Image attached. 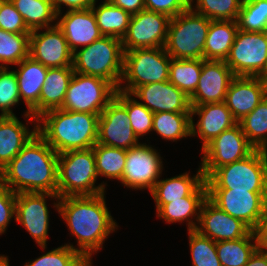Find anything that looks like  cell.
<instances>
[{
    "instance_id": "obj_1",
    "label": "cell",
    "mask_w": 267,
    "mask_h": 266,
    "mask_svg": "<svg viewBox=\"0 0 267 266\" xmlns=\"http://www.w3.org/2000/svg\"><path fill=\"white\" fill-rule=\"evenodd\" d=\"M105 192L96 195L67 196L53 207L69 227L78 243L77 251L92 264V254L102 249L110 233L118 229L106 206ZM95 252V253H94Z\"/></svg>"
},
{
    "instance_id": "obj_2",
    "label": "cell",
    "mask_w": 267,
    "mask_h": 266,
    "mask_svg": "<svg viewBox=\"0 0 267 266\" xmlns=\"http://www.w3.org/2000/svg\"><path fill=\"white\" fill-rule=\"evenodd\" d=\"M0 177L14 193L58 194V153L36 133Z\"/></svg>"
},
{
    "instance_id": "obj_3",
    "label": "cell",
    "mask_w": 267,
    "mask_h": 266,
    "mask_svg": "<svg viewBox=\"0 0 267 266\" xmlns=\"http://www.w3.org/2000/svg\"><path fill=\"white\" fill-rule=\"evenodd\" d=\"M100 114L52 109L37 118V133L58 153L92 148Z\"/></svg>"
},
{
    "instance_id": "obj_4",
    "label": "cell",
    "mask_w": 267,
    "mask_h": 266,
    "mask_svg": "<svg viewBox=\"0 0 267 266\" xmlns=\"http://www.w3.org/2000/svg\"><path fill=\"white\" fill-rule=\"evenodd\" d=\"M124 49L121 39L102 36L86 47L73 52L74 72L97 76L118 89L123 73Z\"/></svg>"
},
{
    "instance_id": "obj_5",
    "label": "cell",
    "mask_w": 267,
    "mask_h": 266,
    "mask_svg": "<svg viewBox=\"0 0 267 266\" xmlns=\"http://www.w3.org/2000/svg\"><path fill=\"white\" fill-rule=\"evenodd\" d=\"M98 178L93 147L86 150H70L58 154V196L96 195L106 192Z\"/></svg>"
},
{
    "instance_id": "obj_6",
    "label": "cell",
    "mask_w": 267,
    "mask_h": 266,
    "mask_svg": "<svg viewBox=\"0 0 267 266\" xmlns=\"http://www.w3.org/2000/svg\"><path fill=\"white\" fill-rule=\"evenodd\" d=\"M205 182L207 189L267 192V151L255 149L244 159L215 169Z\"/></svg>"
},
{
    "instance_id": "obj_7",
    "label": "cell",
    "mask_w": 267,
    "mask_h": 266,
    "mask_svg": "<svg viewBox=\"0 0 267 266\" xmlns=\"http://www.w3.org/2000/svg\"><path fill=\"white\" fill-rule=\"evenodd\" d=\"M211 20L190 7L170 18L164 49L174 59H204Z\"/></svg>"
},
{
    "instance_id": "obj_8",
    "label": "cell",
    "mask_w": 267,
    "mask_h": 266,
    "mask_svg": "<svg viewBox=\"0 0 267 266\" xmlns=\"http://www.w3.org/2000/svg\"><path fill=\"white\" fill-rule=\"evenodd\" d=\"M171 57L164 47L124 51L123 73L117 90L131 94L137 87L169 80ZM126 85L122 86V83Z\"/></svg>"
},
{
    "instance_id": "obj_9",
    "label": "cell",
    "mask_w": 267,
    "mask_h": 266,
    "mask_svg": "<svg viewBox=\"0 0 267 266\" xmlns=\"http://www.w3.org/2000/svg\"><path fill=\"white\" fill-rule=\"evenodd\" d=\"M116 90L103 78L74 72L61 109L100 114L114 98Z\"/></svg>"
},
{
    "instance_id": "obj_10",
    "label": "cell",
    "mask_w": 267,
    "mask_h": 266,
    "mask_svg": "<svg viewBox=\"0 0 267 266\" xmlns=\"http://www.w3.org/2000/svg\"><path fill=\"white\" fill-rule=\"evenodd\" d=\"M225 63L235 76L267 75V31L246 32L239 29Z\"/></svg>"
},
{
    "instance_id": "obj_11",
    "label": "cell",
    "mask_w": 267,
    "mask_h": 266,
    "mask_svg": "<svg viewBox=\"0 0 267 266\" xmlns=\"http://www.w3.org/2000/svg\"><path fill=\"white\" fill-rule=\"evenodd\" d=\"M207 197L230 216L256 231L267 208V192L207 189Z\"/></svg>"
},
{
    "instance_id": "obj_12",
    "label": "cell",
    "mask_w": 267,
    "mask_h": 266,
    "mask_svg": "<svg viewBox=\"0 0 267 266\" xmlns=\"http://www.w3.org/2000/svg\"><path fill=\"white\" fill-rule=\"evenodd\" d=\"M254 150L239 123L224 130L202 149L200 167L204 177L207 178L219 167L244 159Z\"/></svg>"
},
{
    "instance_id": "obj_13",
    "label": "cell",
    "mask_w": 267,
    "mask_h": 266,
    "mask_svg": "<svg viewBox=\"0 0 267 266\" xmlns=\"http://www.w3.org/2000/svg\"><path fill=\"white\" fill-rule=\"evenodd\" d=\"M157 152L146 143L129 148L120 182L125 187L137 190L148 188L150 192L162 175L163 161Z\"/></svg>"
},
{
    "instance_id": "obj_14",
    "label": "cell",
    "mask_w": 267,
    "mask_h": 266,
    "mask_svg": "<svg viewBox=\"0 0 267 266\" xmlns=\"http://www.w3.org/2000/svg\"><path fill=\"white\" fill-rule=\"evenodd\" d=\"M169 21L167 15L146 9L133 14L121 39L124 51L164 47Z\"/></svg>"
},
{
    "instance_id": "obj_15",
    "label": "cell",
    "mask_w": 267,
    "mask_h": 266,
    "mask_svg": "<svg viewBox=\"0 0 267 266\" xmlns=\"http://www.w3.org/2000/svg\"><path fill=\"white\" fill-rule=\"evenodd\" d=\"M60 199L58 194L24 192L16 195L15 221L20 223L44 250L47 248L49 211L47 198Z\"/></svg>"
},
{
    "instance_id": "obj_16",
    "label": "cell",
    "mask_w": 267,
    "mask_h": 266,
    "mask_svg": "<svg viewBox=\"0 0 267 266\" xmlns=\"http://www.w3.org/2000/svg\"><path fill=\"white\" fill-rule=\"evenodd\" d=\"M129 121L127 109L114 97L99 115L97 143L124 150L139 145Z\"/></svg>"
},
{
    "instance_id": "obj_17",
    "label": "cell",
    "mask_w": 267,
    "mask_h": 266,
    "mask_svg": "<svg viewBox=\"0 0 267 266\" xmlns=\"http://www.w3.org/2000/svg\"><path fill=\"white\" fill-rule=\"evenodd\" d=\"M33 30L29 36V56L47 68L72 67L73 53L57 25Z\"/></svg>"
},
{
    "instance_id": "obj_18",
    "label": "cell",
    "mask_w": 267,
    "mask_h": 266,
    "mask_svg": "<svg viewBox=\"0 0 267 266\" xmlns=\"http://www.w3.org/2000/svg\"><path fill=\"white\" fill-rule=\"evenodd\" d=\"M196 231L215 242L237 240L245 237L251 229L216 206L208 197L204 200Z\"/></svg>"
},
{
    "instance_id": "obj_19",
    "label": "cell",
    "mask_w": 267,
    "mask_h": 266,
    "mask_svg": "<svg viewBox=\"0 0 267 266\" xmlns=\"http://www.w3.org/2000/svg\"><path fill=\"white\" fill-rule=\"evenodd\" d=\"M235 77L225 60H204L191 106L225 102L228 87Z\"/></svg>"
},
{
    "instance_id": "obj_20",
    "label": "cell",
    "mask_w": 267,
    "mask_h": 266,
    "mask_svg": "<svg viewBox=\"0 0 267 266\" xmlns=\"http://www.w3.org/2000/svg\"><path fill=\"white\" fill-rule=\"evenodd\" d=\"M131 95L143 101L140 103L153 113H191L190 97L169 80L139 86Z\"/></svg>"
},
{
    "instance_id": "obj_21",
    "label": "cell",
    "mask_w": 267,
    "mask_h": 266,
    "mask_svg": "<svg viewBox=\"0 0 267 266\" xmlns=\"http://www.w3.org/2000/svg\"><path fill=\"white\" fill-rule=\"evenodd\" d=\"M266 97L263 77L235 76L226 93L225 103L239 122Z\"/></svg>"
},
{
    "instance_id": "obj_22",
    "label": "cell",
    "mask_w": 267,
    "mask_h": 266,
    "mask_svg": "<svg viewBox=\"0 0 267 266\" xmlns=\"http://www.w3.org/2000/svg\"><path fill=\"white\" fill-rule=\"evenodd\" d=\"M61 15L62 13L57 14L56 25L64 34L72 53L79 47H86L103 36L91 8L68 10L63 16Z\"/></svg>"
},
{
    "instance_id": "obj_23",
    "label": "cell",
    "mask_w": 267,
    "mask_h": 266,
    "mask_svg": "<svg viewBox=\"0 0 267 266\" xmlns=\"http://www.w3.org/2000/svg\"><path fill=\"white\" fill-rule=\"evenodd\" d=\"M191 107V137L199 136L203 142L202 149L224 130L230 129L238 123L225 102ZM194 115L199 116L196 124L193 120Z\"/></svg>"
},
{
    "instance_id": "obj_24",
    "label": "cell",
    "mask_w": 267,
    "mask_h": 266,
    "mask_svg": "<svg viewBox=\"0 0 267 266\" xmlns=\"http://www.w3.org/2000/svg\"><path fill=\"white\" fill-rule=\"evenodd\" d=\"M16 66L17 84L19 87L20 100L27 106L24 116L27 122L37 123L39 117L40 92L45 83L48 68L30 56L23 59Z\"/></svg>"
},
{
    "instance_id": "obj_25",
    "label": "cell",
    "mask_w": 267,
    "mask_h": 266,
    "mask_svg": "<svg viewBox=\"0 0 267 266\" xmlns=\"http://www.w3.org/2000/svg\"><path fill=\"white\" fill-rule=\"evenodd\" d=\"M32 131L15 116H0V172L37 133V123Z\"/></svg>"
},
{
    "instance_id": "obj_26",
    "label": "cell",
    "mask_w": 267,
    "mask_h": 266,
    "mask_svg": "<svg viewBox=\"0 0 267 266\" xmlns=\"http://www.w3.org/2000/svg\"><path fill=\"white\" fill-rule=\"evenodd\" d=\"M193 175L189 173L179 174L175 177L159 179L150 191L156 205V212L164 205L183 197L191 195L204 181L205 177L202 168Z\"/></svg>"
},
{
    "instance_id": "obj_27",
    "label": "cell",
    "mask_w": 267,
    "mask_h": 266,
    "mask_svg": "<svg viewBox=\"0 0 267 266\" xmlns=\"http://www.w3.org/2000/svg\"><path fill=\"white\" fill-rule=\"evenodd\" d=\"M206 198L207 185L204 181L191 195L183 197L182 200L164 204L157 211V217L164 219L166 223L186 221V223L188 222V231L195 230L199 221L201 206ZM193 217L195 220H192Z\"/></svg>"
},
{
    "instance_id": "obj_28",
    "label": "cell",
    "mask_w": 267,
    "mask_h": 266,
    "mask_svg": "<svg viewBox=\"0 0 267 266\" xmlns=\"http://www.w3.org/2000/svg\"><path fill=\"white\" fill-rule=\"evenodd\" d=\"M73 74L72 67L48 68L45 83L40 92L39 116L46 111L62 107Z\"/></svg>"
},
{
    "instance_id": "obj_29",
    "label": "cell",
    "mask_w": 267,
    "mask_h": 266,
    "mask_svg": "<svg viewBox=\"0 0 267 266\" xmlns=\"http://www.w3.org/2000/svg\"><path fill=\"white\" fill-rule=\"evenodd\" d=\"M238 30L237 21L211 20L204 47V60H226Z\"/></svg>"
},
{
    "instance_id": "obj_30",
    "label": "cell",
    "mask_w": 267,
    "mask_h": 266,
    "mask_svg": "<svg viewBox=\"0 0 267 266\" xmlns=\"http://www.w3.org/2000/svg\"><path fill=\"white\" fill-rule=\"evenodd\" d=\"M96 0L91 7L100 33L103 36H112L122 39L126 34L131 14L122 8L104 0L102 4L95 7Z\"/></svg>"
},
{
    "instance_id": "obj_31",
    "label": "cell",
    "mask_w": 267,
    "mask_h": 266,
    "mask_svg": "<svg viewBox=\"0 0 267 266\" xmlns=\"http://www.w3.org/2000/svg\"><path fill=\"white\" fill-rule=\"evenodd\" d=\"M258 248L257 234L252 230L240 239L216 242L221 266H244Z\"/></svg>"
},
{
    "instance_id": "obj_32",
    "label": "cell",
    "mask_w": 267,
    "mask_h": 266,
    "mask_svg": "<svg viewBox=\"0 0 267 266\" xmlns=\"http://www.w3.org/2000/svg\"><path fill=\"white\" fill-rule=\"evenodd\" d=\"M22 15L30 31L46 29L56 25L57 13L51 0H10ZM53 25H52V24Z\"/></svg>"
},
{
    "instance_id": "obj_33",
    "label": "cell",
    "mask_w": 267,
    "mask_h": 266,
    "mask_svg": "<svg viewBox=\"0 0 267 266\" xmlns=\"http://www.w3.org/2000/svg\"><path fill=\"white\" fill-rule=\"evenodd\" d=\"M162 139L177 141L191 136V113L157 112L153 116V128Z\"/></svg>"
},
{
    "instance_id": "obj_34",
    "label": "cell",
    "mask_w": 267,
    "mask_h": 266,
    "mask_svg": "<svg viewBox=\"0 0 267 266\" xmlns=\"http://www.w3.org/2000/svg\"><path fill=\"white\" fill-rule=\"evenodd\" d=\"M203 59H174L170 61L169 81L189 97L200 79Z\"/></svg>"
},
{
    "instance_id": "obj_35",
    "label": "cell",
    "mask_w": 267,
    "mask_h": 266,
    "mask_svg": "<svg viewBox=\"0 0 267 266\" xmlns=\"http://www.w3.org/2000/svg\"><path fill=\"white\" fill-rule=\"evenodd\" d=\"M93 152L98 176L121 181L127 150L96 143L93 146Z\"/></svg>"
},
{
    "instance_id": "obj_36",
    "label": "cell",
    "mask_w": 267,
    "mask_h": 266,
    "mask_svg": "<svg viewBox=\"0 0 267 266\" xmlns=\"http://www.w3.org/2000/svg\"><path fill=\"white\" fill-rule=\"evenodd\" d=\"M238 123L255 149L267 151V96Z\"/></svg>"
},
{
    "instance_id": "obj_37",
    "label": "cell",
    "mask_w": 267,
    "mask_h": 266,
    "mask_svg": "<svg viewBox=\"0 0 267 266\" xmlns=\"http://www.w3.org/2000/svg\"><path fill=\"white\" fill-rule=\"evenodd\" d=\"M30 33H10L0 29V67L19 64L29 56Z\"/></svg>"
},
{
    "instance_id": "obj_38",
    "label": "cell",
    "mask_w": 267,
    "mask_h": 266,
    "mask_svg": "<svg viewBox=\"0 0 267 266\" xmlns=\"http://www.w3.org/2000/svg\"><path fill=\"white\" fill-rule=\"evenodd\" d=\"M114 97L127 109L129 122L138 139L152 131L153 112L137 101L131 94L116 90Z\"/></svg>"
},
{
    "instance_id": "obj_39",
    "label": "cell",
    "mask_w": 267,
    "mask_h": 266,
    "mask_svg": "<svg viewBox=\"0 0 267 266\" xmlns=\"http://www.w3.org/2000/svg\"><path fill=\"white\" fill-rule=\"evenodd\" d=\"M190 0V8L210 20L236 21L242 6V0ZM195 7V8H194Z\"/></svg>"
},
{
    "instance_id": "obj_40",
    "label": "cell",
    "mask_w": 267,
    "mask_h": 266,
    "mask_svg": "<svg viewBox=\"0 0 267 266\" xmlns=\"http://www.w3.org/2000/svg\"><path fill=\"white\" fill-rule=\"evenodd\" d=\"M236 21L242 31H267V0L243 1Z\"/></svg>"
},
{
    "instance_id": "obj_41",
    "label": "cell",
    "mask_w": 267,
    "mask_h": 266,
    "mask_svg": "<svg viewBox=\"0 0 267 266\" xmlns=\"http://www.w3.org/2000/svg\"><path fill=\"white\" fill-rule=\"evenodd\" d=\"M25 266H92L72 244H65L55 248Z\"/></svg>"
},
{
    "instance_id": "obj_42",
    "label": "cell",
    "mask_w": 267,
    "mask_h": 266,
    "mask_svg": "<svg viewBox=\"0 0 267 266\" xmlns=\"http://www.w3.org/2000/svg\"><path fill=\"white\" fill-rule=\"evenodd\" d=\"M188 235L193 266H221L215 241L200 235L196 230L188 231Z\"/></svg>"
},
{
    "instance_id": "obj_43",
    "label": "cell",
    "mask_w": 267,
    "mask_h": 266,
    "mask_svg": "<svg viewBox=\"0 0 267 266\" xmlns=\"http://www.w3.org/2000/svg\"><path fill=\"white\" fill-rule=\"evenodd\" d=\"M20 94L15 70L0 67V116H15L13 106L19 104Z\"/></svg>"
},
{
    "instance_id": "obj_44",
    "label": "cell",
    "mask_w": 267,
    "mask_h": 266,
    "mask_svg": "<svg viewBox=\"0 0 267 266\" xmlns=\"http://www.w3.org/2000/svg\"><path fill=\"white\" fill-rule=\"evenodd\" d=\"M0 29L10 33H31L10 0H3L0 5Z\"/></svg>"
},
{
    "instance_id": "obj_45",
    "label": "cell",
    "mask_w": 267,
    "mask_h": 266,
    "mask_svg": "<svg viewBox=\"0 0 267 266\" xmlns=\"http://www.w3.org/2000/svg\"><path fill=\"white\" fill-rule=\"evenodd\" d=\"M16 195L0 177V235L16 217Z\"/></svg>"
},
{
    "instance_id": "obj_46",
    "label": "cell",
    "mask_w": 267,
    "mask_h": 266,
    "mask_svg": "<svg viewBox=\"0 0 267 266\" xmlns=\"http://www.w3.org/2000/svg\"><path fill=\"white\" fill-rule=\"evenodd\" d=\"M145 9L173 18L187 10L190 0H144Z\"/></svg>"
},
{
    "instance_id": "obj_47",
    "label": "cell",
    "mask_w": 267,
    "mask_h": 266,
    "mask_svg": "<svg viewBox=\"0 0 267 266\" xmlns=\"http://www.w3.org/2000/svg\"><path fill=\"white\" fill-rule=\"evenodd\" d=\"M56 13H62L61 5L68 10H83L91 8L95 0H51Z\"/></svg>"
},
{
    "instance_id": "obj_48",
    "label": "cell",
    "mask_w": 267,
    "mask_h": 266,
    "mask_svg": "<svg viewBox=\"0 0 267 266\" xmlns=\"http://www.w3.org/2000/svg\"><path fill=\"white\" fill-rule=\"evenodd\" d=\"M111 4L122 8L131 15L145 9L144 0H108Z\"/></svg>"
},
{
    "instance_id": "obj_49",
    "label": "cell",
    "mask_w": 267,
    "mask_h": 266,
    "mask_svg": "<svg viewBox=\"0 0 267 266\" xmlns=\"http://www.w3.org/2000/svg\"><path fill=\"white\" fill-rule=\"evenodd\" d=\"M259 248L267 252V208L259 227L256 230Z\"/></svg>"
},
{
    "instance_id": "obj_50",
    "label": "cell",
    "mask_w": 267,
    "mask_h": 266,
    "mask_svg": "<svg viewBox=\"0 0 267 266\" xmlns=\"http://www.w3.org/2000/svg\"><path fill=\"white\" fill-rule=\"evenodd\" d=\"M244 266H267V252L258 248Z\"/></svg>"
},
{
    "instance_id": "obj_51",
    "label": "cell",
    "mask_w": 267,
    "mask_h": 266,
    "mask_svg": "<svg viewBox=\"0 0 267 266\" xmlns=\"http://www.w3.org/2000/svg\"><path fill=\"white\" fill-rule=\"evenodd\" d=\"M8 256L0 255V266H10Z\"/></svg>"
},
{
    "instance_id": "obj_52",
    "label": "cell",
    "mask_w": 267,
    "mask_h": 266,
    "mask_svg": "<svg viewBox=\"0 0 267 266\" xmlns=\"http://www.w3.org/2000/svg\"><path fill=\"white\" fill-rule=\"evenodd\" d=\"M263 78H264L265 85H266V96H267V75H265Z\"/></svg>"
}]
</instances>
